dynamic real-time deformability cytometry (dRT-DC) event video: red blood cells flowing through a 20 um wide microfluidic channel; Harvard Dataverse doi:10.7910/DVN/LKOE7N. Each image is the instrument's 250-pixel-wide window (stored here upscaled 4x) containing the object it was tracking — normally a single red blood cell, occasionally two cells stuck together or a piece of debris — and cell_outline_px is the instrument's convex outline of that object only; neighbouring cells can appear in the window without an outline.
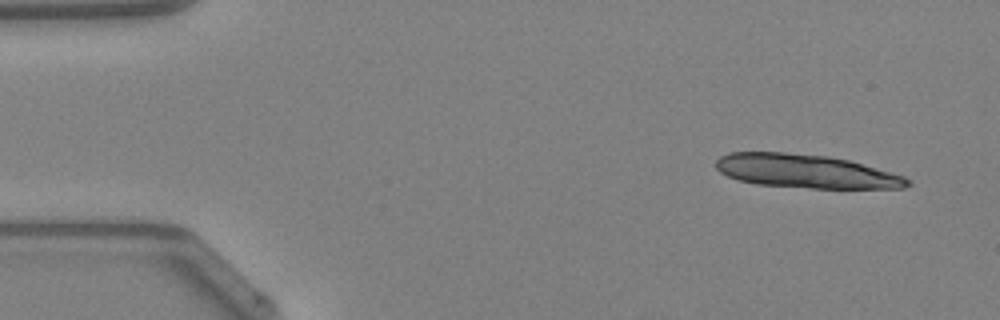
{"species": "Egyptian fruit bat (a non-hibernating species)", "species_latin": "Rousettus aegyptiacus", "temperature_condition": "warm", "stored_images_in_passage": 11, "camera_frame_rate_fps": 3000, "um_per_image_px": 0.085, "animal": {"sex": "female"}, "frame": {"image": 1, "passage_image": 1, "time_ms": 0.0, "image_size_px": [1000, 320], "cell_outline_px": [[912, 184], [904, 188], [812, 188], [756, 184], [740, 180], [728, 176], [720, 172], [716, 168], [716, 160], [720, 156], [728, 152], [784, 152], [828, 156], [848, 160], [904, 176], [912, 180]], "centroid_in_image_um": [68.49, 14.55], "position_along_channel_um": 16.5, "area_um2": 37.4}}